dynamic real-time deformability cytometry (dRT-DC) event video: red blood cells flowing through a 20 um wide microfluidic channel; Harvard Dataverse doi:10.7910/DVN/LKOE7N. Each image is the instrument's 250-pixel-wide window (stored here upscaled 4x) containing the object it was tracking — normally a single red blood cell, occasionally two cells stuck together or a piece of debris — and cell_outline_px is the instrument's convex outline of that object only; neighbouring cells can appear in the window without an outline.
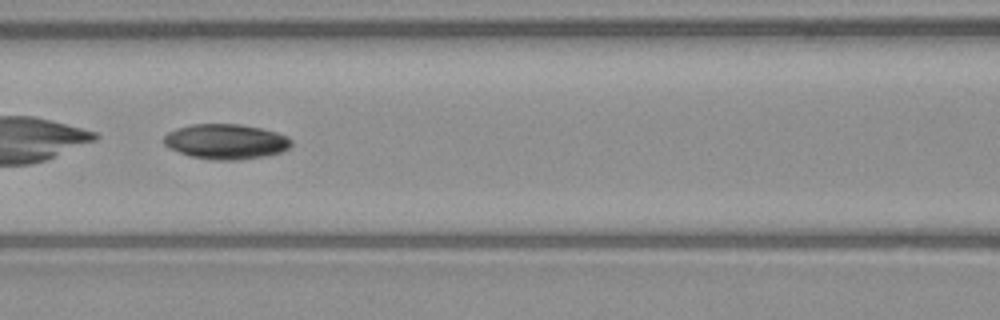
{"species": "common noctule bat (a hibernating species)", "species_latin": "Nyctalus noctula", "temperature_condition": "warm", "stored_images_in_passage": 51, "camera_frame_rate_fps": 3000, "um_per_image_px": 0.085, "animal": {"sex": "male", "body_mass_g": 23.1, "forearm_length_mm": 52.7}, "frame": {"image": 1, "passage_image": 22, "time_ms": 7.0, "image_size_px": [1000, 320], "cell_outline_px": [[292, 144], [288, 148], [280, 152], [264, 156], [240, 160], [212, 160], [192, 156], [180, 152], [164, 144], [164, 136], [168, 132], [176, 128], [192, 124], [240, 124], [260, 128], [276, 132], [288, 136], [292, 140]], "centroid_in_image_um": [19.22, 12.03], "position_along_channel_um": 147.4, "area_um2": 25.95}, "authors_computed_cell_mechanics": {"area_um2": 26.588, "velocity_mm_per_s": 3.9902, "shape_relaxation_time_tau1_ms": 4.494, "shape_relaxation_time_tau2_ms": null, "deformation_change_tau1": 0.115, "deformation_change_tau2": null}}